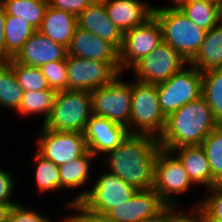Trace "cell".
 <instances>
[{"mask_svg":"<svg viewBox=\"0 0 222 222\" xmlns=\"http://www.w3.org/2000/svg\"><path fill=\"white\" fill-rule=\"evenodd\" d=\"M159 139L146 134H129L105 155L104 167L137 190L153 188Z\"/></svg>","mask_w":222,"mask_h":222,"instance_id":"obj_1","label":"cell"},{"mask_svg":"<svg viewBox=\"0 0 222 222\" xmlns=\"http://www.w3.org/2000/svg\"><path fill=\"white\" fill-rule=\"evenodd\" d=\"M218 125L211 108L201 96L166 118L164 131L158 138L159 145L167 151L183 146H201Z\"/></svg>","mask_w":222,"mask_h":222,"instance_id":"obj_2","label":"cell"},{"mask_svg":"<svg viewBox=\"0 0 222 222\" xmlns=\"http://www.w3.org/2000/svg\"><path fill=\"white\" fill-rule=\"evenodd\" d=\"M137 189L106 170L89 190L81 191L66 206L77 213H104L128 201Z\"/></svg>","mask_w":222,"mask_h":222,"instance_id":"obj_3","label":"cell"},{"mask_svg":"<svg viewBox=\"0 0 222 222\" xmlns=\"http://www.w3.org/2000/svg\"><path fill=\"white\" fill-rule=\"evenodd\" d=\"M153 15L161 24L163 41L189 63L199 52L207 31L189 20L181 9H153Z\"/></svg>","mask_w":222,"mask_h":222,"instance_id":"obj_4","label":"cell"},{"mask_svg":"<svg viewBox=\"0 0 222 222\" xmlns=\"http://www.w3.org/2000/svg\"><path fill=\"white\" fill-rule=\"evenodd\" d=\"M92 116L89 91H59L48 120L42 124L45 129L84 133Z\"/></svg>","mask_w":222,"mask_h":222,"instance_id":"obj_5","label":"cell"},{"mask_svg":"<svg viewBox=\"0 0 222 222\" xmlns=\"http://www.w3.org/2000/svg\"><path fill=\"white\" fill-rule=\"evenodd\" d=\"M131 101L130 134L159 138L164 131L166 117L160 108L157 85L133 80Z\"/></svg>","mask_w":222,"mask_h":222,"instance_id":"obj_6","label":"cell"},{"mask_svg":"<svg viewBox=\"0 0 222 222\" xmlns=\"http://www.w3.org/2000/svg\"><path fill=\"white\" fill-rule=\"evenodd\" d=\"M121 74L107 85L90 92L92 115L112 120L126 127L130 133L132 82L120 79Z\"/></svg>","mask_w":222,"mask_h":222,"instance_id":"obj_7","label":"cell"},{"mask_svg":"<svg viewBox=\"0 0 222 222\" xmlns=\"http://www.w3.org/2000/svg\"><path fill=\"white\" fill-rule=\"evenodd\" d=\"M159 104L167 118L187 103L202 96V72L190 63L167 81L156 84Z\"/></svg>","mask_w":222,"mask_h":222,"instance_id":"obj_8","label":"cell"},{"mask_svg":"<svg viewBox=\"0 0 222 222\" xmlns=\"http://www.w3.org/2000/svg\"><path fill=\"white\" fill-rule=\"evenodd\" d=\"M67 90L92 92L121 73L119 62H103L67 55Z\"/></svg>","mask_w":222,"mask_h":222,"instance_id":"obj_9","label":"cell"},{"mask_svg":"<svg viewBox=\"0 0 222 222\" xmlns=\"http://www.w3.org/2000/svg\"><path fill=\"white\" fill-rule=\"evenodd\" d=\"M195 186L179 159L171 151L160 149L155 161L153 189L168 206L178 205L177 195ZM177 200V201H176Z\"/></svg>","mask_w":222,"mask_h":222,"instance_id":"obj_10","label":"cell"},{"mask_svg":"<svg viewBox=\"0 0 222 222\" xmlns=\"http://www.w3.org/2000/svg\"><path fill=\"white\" fill-rule=\"evenodd\" d=\"M162 27L153 15L145 23L123 33L119 50L121 73L130 70L138 61L151 53L161 42Z\"/></svg>","mask_w":222,"mask_h":222,"instance_id":"obj_11","label":"cell"},{"mask_svg":"<svg viewBox=\"0 0 222 222\" xmlns=\"http://www.w3.org/2000/svg\"><path fill=\"white\" fill-rule=\"evenodd\" d=\"M187 64L188 62L177 51L162 41L131 70L134 71L136 81L158 84L167 81Z\"/></svg>","mask_w":222,"mask_h":222,"instance_id":"obj_12","label":"cell"},{"mask_svg":"<svg viewBox=\"0 0 222 222\" xmlns=\"http://www.w3.org/2000/svg\"><path fill=\"white\" fill-rule=\"evenodd\" d=\"M41 128L36 152L58 166L82 156L88 150L84 133Z\"/></svg>","mask_w":222,"mask_h":222,"instance_id":"obj_13","label":"cell"},{"mask_svg":"<svg viewBox=\"0 0 222 222\" xmlns=\"http://www.w3.org/2000/svg\"><path fill=\"white\" fill-rule=\"evenodd\" d=\"M167 206L153 188L137 190L128 201L114 207L107 215L118 222H154L161 219Z\"/></svg>","mask_w":222,"mask_h":222,"instance_id":"obj_14","label":"cell"},{"mask_svg":"<svg viewBox=\"0 0 222 222\" xmlns=\"http://www.w3.org/2000/svg\"><path fill=\"white\" fill-rule=\"evenodd\" d=\"M129 134L126 127L95 115L91 116L84 131L87 149L95 157L100 156V153L105 156L121 144Z\"/></svg>","mask_w":222,"mask_h":222,"instance_id":"obj_15","label":"cell"},{"mask_svg":"<svg viewBox=\"0 0 222 222\" xmlns=\"http://www.w3.org/2000/svg\"><path fill=\"white\" fill-rule=\"evenodd\" d=\"M68 49L38 30L24 43L14 59L23 65L41 67L49 62L66 60Z\"/></svg>","mask_w":222,"mask_h":222,"instance_id":"obj_16","label":"cell"},{"mask_svg":"<svg viewBox=\"0 0 222 222\" xmlns=\"http://www.w3.org/2000/svg\"><path fill=\"white\" fill-rule=\"evenodd\" d=\"M77 26L111 43L118 51L123 33L111 22L103 0H95L77 16Z\"/></svg>","mask_w":222,"mask_h":222,"instance_id":"obj_17","label":"cell"},{"mask_svg":"<svg viewBox=\"0 0 222 222\" xmlns=\"http://www.w3.org/2000/svg\"><path fill=\"white\" fill-rule=\"evenodd\" d=\"M68 55L103 62H119V51L111 43L78 26L68 48Z\"/></svg>","mask_w":222,"mask_h":222,"instance_id":"obj_18","label":"cell"},{"mask_svg":"<svg viewBox=\"0 0 222 222\" xmlns=\"http://www.w3.org/2000/svg\"><path fill=\"white\" fill-rule=\"evenodd\" d=\"M107 15L122 33L153 16L154 6L141 0H103Z\"/></svg>","mask_w":222,"mask_h":222,"instance_id":"obj_19","label":"cell"},{"mask_svg":"<svg viewBox=\"0 0 222 222\" xmlns=\"http://www.w3.org/2000/svg\"><path fill=\"white\" fill-rule=\"evenodd\" d=\"M171 152L182 163L195 185H204L209 189L220 184L212 176L206 153L201 146H183L172 149Z\"/></svg>","mask_w":222,"mask_h":222,"instance_id":"obj_20","label":"cell"},{"mask_svg":"<svg viewBox=\"0 0 222 222\" xmlns=\"http://www.w3.org/2000/svg\"><path fill=\"white\" fill-rule=\"evenodd\" d=\"M76 27L77 16L75 14L47 6L38 31L68 49Z\"/></svg>","mask_w":222,"mask_h":222,"instance_id":"obj_21","label":"cell"},{"mask_svg":"<svg viewBox=\"0 0 222 222\" xmlns=\"http://www.w3.org/2000/svg\"><path fill=\"white\" fill-rule=\"evenodd\" d=\"M200 72L222 68V22L206 32L199 52L189 62Z\"/></svg>","mask_w":222,"mask_h":222,"instance_id":"obj_22","label":"cell"},{"mask_svg":"<svg viewBox=\"0 0 222 222\" xmlns=\"http://www.w3.org/2000/svg\"><path fill=\"white\" fill-rule=\"evenodd\" d=\"M94 158L95 156L87 150L82 156L59 166L60 190L84 188L88 183L89 170Z\"/></svg>","mask_w":222,"mask_h":222,"instance_id":"obj_23","label":"cell"},{"mask_svg":"<svg viewBox=\"0 0 222 222\" xmlns=\"http://www.w3.org/2000/svg\"><path fill=\"white\" fill-rule=\"evenodd\" d=\"M5 60L14 58L23 48L24 43L37 30L21 17L6 14L5 23Z\"/></svg>","mask_w":222,"mask_h":222,"instance_id":"obj_24","label":"cell"},{"mask_svg":"<svg viewBox=\"0 0 222 222\" xmlns=\"http://www.w3.org/2000/svg\"><path fill=\"white\" fill-rule=\"evenodd\" d=\"M23 94L12 69V58L0 60V106L17 111Z\"/></svg>","mask_w":222,"mask_h":222,"instance_id":"obj_25","label":"cell"},{"mask_svg":"<svg viewBox=\"0 0 222 222\" xmlns=\"http://www.w3.org/2000/svg\"><path fill=\"white\" fill-rule=\"evenodd\" d=\"M0 3L7 15L21 17L36 30L41 27L48 6L47 0H0Z\"/></svg>","mask_w":222,"mask_h":222,"instance_id":"obj_26","label":"cell"},{"mask_svg":"<svg viewBox=\"0 0 222 222\" xmlns=\"http://www.w3.org/2000/svg\"><path fill=\"white\" fill-rule=\"evenodd\" d=\"M57 92L53 89L26 91L23 94L21 104L17 113L20 116L27 117L32 114L44 115L43 124L48 120L54 106V100ZM22 114V115H21Z\"/></svg>","mask_w":222,"mask_h":222,"instance_id":"obj_27","label":"cell"},{"mask_svg":"<svg viewBox=\"0 0 222 222\" xmlns=\"http://www.w3.org/2000/svg\"><path fill=\"white\" fill-rule=\"evenodd\" d=\"M202 96L214 119L222 124V68L202 72Z\"/></svg>","mask_w":222,"mask_h":222,"instance_id":"obj_28","label":"cell"},{"mask_svg":"<svg viewBox=\"0 0 222 222\" xmlns=\"http://www.w3.org/2000/svg\"><path fill=\"white\" fill-rule=\"evenodd\" d=\"M181 10L199 28L209 31L221 21L220 7L201 0H191Z\"/></svg>","mask_w":222,"mask_h":222,"instance_id":"obj_29","label":"cell"},{"mask_svg":"<svg viewBox=\"0 0 222 222\" xmlns=\"http://www.w3.org/2000/svg\"><path fill=\"white\" fill-rule=\"evenodd\" d=\"M35 185L40 193L60 190L59 166L35 153Z\"/></svg>","mask_w":222,"mask_h":222,"instance_id":"obj_30","label":"cell"},{"mask_svg":"<svg viewBox=\"0 0 222 222\" xmlns=\"http://www.w3.org/2000/svg\"><path fill=\"white\" fill-rule=\"evenodd\" d=\"M212 176L222 184V124H219L202 142Z\"/></svg>","mask_w":222,"mask_h":222,"instance_id":"obj_31","label":"cell"},{"mask_svg":"<svg viewBox=\"0 0 222 222\" xmlns=\"http://www.w3.org/2000/svg\"><path fill=\"white\" fill-rule=\"evenodd\" d=\"M12 69L24 92L50 89L40 67L26 66L12 58Z\"/></svg>","mask_w":222,"mask_h":222,"instance_id":"obj_32","label":"cell"},{"mask_svg":"<svg viewBox=\"0 0 222 222\" xmlns=\"http://www.w3.org/2000/svg\"><path fill=\"white\" fill-rule=\"evenodd\" d=\"M209 193L197 202L205 215L206 222H222V184L207 189Z\"/></svg>","mask_w":222,"mask_h":222,"instance_id":"obj_33","label":"cell"},{"mask_svg":"<svg viewBox=\"0 0 222 222\" xmlns=\"http://www.w3.org/2000/svg\"><path fill=\"white\" fill-rule=\"evenodd\" d=\"M50 89L56 92L67 90V67L66 60L49 62L40 67Z\"/></svg>","mask_w":222,"mask_h":222,"instance_id":"obj_34","label":"cell"},{"mask_svg":"<svg viewBox=\"0 0 222 222\" xmlns=\"http://www.w3.org/2000/svg\"><path fill=\"white\" fill-rule=\"evenodd\" d=\"M190 213H181L180 207L167 206L162 214V222H206L205 215L199 205L189 209Z\"/></svg>","mask_w":222,"mask_h":222,"instance_id":"obj_35","label":"cell"},{"mask_svg":"<svg viewBox=\"0 0 222 222\" xmlns=\"http://www.w3.org/2000/svg\"><path fill=\"white\" fill-rule=\"evenodd\" d=\"M7 222H52V220L18 203L11 208Z\"/></svg>","mask_w":222,"mask_h":222,"instance_id":"obj_36","label":"cell"},{"mask_svg":"<svg viewBox=\"0 0 222 222\" xmlns=\"http://www.w3.org/2000/svg\"><path fill=\"white\" fill-rule=\"evenodd\" d=\"M48 6L78 16L86 7L92 4L95 0H47Z\"/></svg>","mask_w":222,"mask_h":222,"instance_id":"obj_37","label":"cell"},{"mask_svg":"<svg viewBox=\"0 0 222 222\" xmlns=\"http://www.w3.org/2000/svg\"><path fill=\"white\" fill-rule=\"evenodd\" d=\"M15 179L10 172L0 169V202L5 204H18L12 201Z\"/></svg>","mask_w":222,"mask_h":222,"instance_id":"obj_38","label":"cell"},{"mask_svg":"<svg viewBox=\"0 0 222 222\" xmlns=\"http://www.w3.org/2000/svg\"><path fill=\"white\" fill-rule=\"evenodd\" d=\"M5 23L6 12L4 6L0 3V60H5Z\"/></svg>","mask_w":222,"mask_h":222,"instance_id":"obj_39","label":"cell"},{"mask_svg":"<svg viewBox=\"0 0 222 222\" xmlns=\"http://www.w3.org/2000/svg\"><path fill=\"white\" fill-rule=\"evenodd\" d=\"M84 222H118L104 213H76Z\"/></svg>","mask_w":222,"mask_h":222,"instance_id":"obj_40","label":"cell"},{"mask_svg":"<svg viewBox=\"0 0 222 222\" xmlns=\"http://www.w3.org/2000/svg\"><path fill=\"white\" fill-rule=\"evenodd\" d=\"M16 204H5L0 202V222H7L11 208Z\"/></svg>","mask_w":222,"mask_h":222,"instance_id":"obj_41","label":"cell"},{"mask_svg":"<svg viewBox=\"0 0 222 222\" xmlns=\"http://www.w3.org/2000/svg\"><path fill=\"white\" fill-rule=\"evenodd\" d=\"M172 2V4L174 5H170V7H155L154 9H181L185 4H187L188 2H190L191 0H170Z\"/></svg>","mask_w":222,"mask_h":222,"instance_id":"obj_42","label":"cell"},{"mask_svg":"<svg viewBox=\"0 0 222 222\" xmlns=\"http://www.w3.org/2000/svg\"><path fill=\"white\" fill-rule=\"evenodd\" d=\"M64 222H84L76 213L63 219Z\"/></svg>","mask_w":222,"mask_h":222,"instance_id":"obj_43","label":"cell"},{"mask_svg":"<svg viewBox=\"0 0 222 222\" xmlns=\"http://www.w3.org/2000/svg\"><path fill=\"white\" fill-rule=\"evenodd\" d=\"M201 1H206L208 3L218 6L220 8L222 7V0H201Z\"/></svg>","mask_w":222,"mask_h":222,"instance_id":"obj_44","label":"cell"},{"mask_svg":"<svg viewBox=\"0 0 222 222\" xmlns=\"http://www.w3.org/2000/svg\"><path fill=\"white\" fill-rule=\"evenodd\" d=\"M220 12H221V22H222V7L220 8Z\"/></svg>","mask_w":222,"mask_h":222,"instance_id":"obj_45","label":"cell"}]
</instances>
